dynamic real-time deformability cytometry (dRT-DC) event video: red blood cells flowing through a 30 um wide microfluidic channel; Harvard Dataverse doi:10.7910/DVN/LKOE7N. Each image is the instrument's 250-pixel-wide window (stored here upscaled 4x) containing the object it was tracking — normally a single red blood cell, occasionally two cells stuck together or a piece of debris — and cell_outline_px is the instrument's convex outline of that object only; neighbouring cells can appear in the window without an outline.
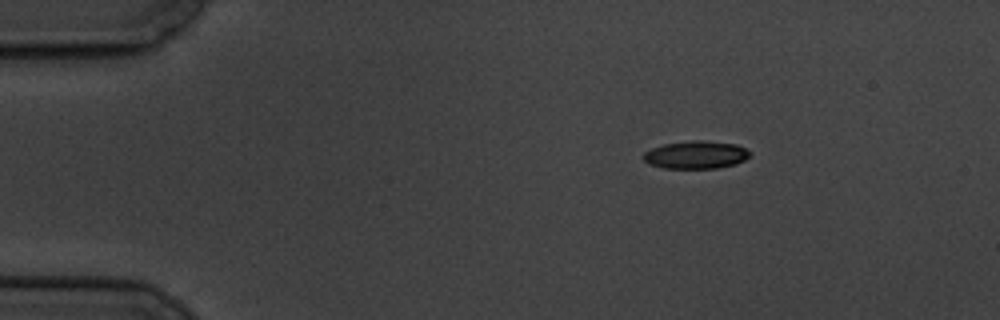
{"species": "common noctule bat (a hibernating species)", "species_latin": "Nyctalus noctula", "temperature_condition": "cold", "stored_images_in_passage": 3, "camera_frame_rate_fps": 3000, "um_per_image_px": 0.085, "animal": {"sex": "male", "body_mass_g": 19.5, "forearm_length_mm": 54.6}, "frame": {"image": 1, "passage_image": 1, "time_ms": 0.0, "image_size_px": [1000, 320], "cell_outline_px": [[752, 152], [744, 160], [736, 164], [716, 168], [664, 168], [648, 164], [644, 160], [644, 152], [652, 148], [664, 144], [692, 140], [704, 140], [736, 144]], "centroid_in_image_um": [59.15, 13.15], "position_along_channel_um": 25.8, "area_um2": 17.22}}